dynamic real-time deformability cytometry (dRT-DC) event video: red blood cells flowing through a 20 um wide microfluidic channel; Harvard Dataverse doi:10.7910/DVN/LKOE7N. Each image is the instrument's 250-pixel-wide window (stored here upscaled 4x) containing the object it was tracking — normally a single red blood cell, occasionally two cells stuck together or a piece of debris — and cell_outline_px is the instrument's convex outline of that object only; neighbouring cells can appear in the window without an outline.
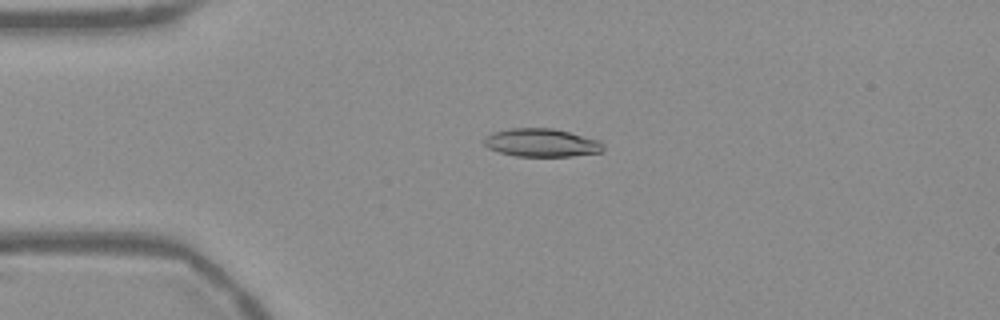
{"species": "Egyptian fruit bat (a non-hibernating species)", "species_latin": "Rousettus aegyptiacus", "temperature_condition": "warm", "stored_images_in_passage": 54, "camera_frame_rate_fps": 3000, "um_per_image_px": 0.085, "frame": {"image": 1, "passage_image": 13, "time_ms": 4.0, "image_size_px": [1000, 320], "cell_outline_px": [[604, 152], [572, 156], [516, 156], [500, 152], [488, 148], [484, 144], [484, 136], [492, 132], [512, 128], [552, 128], [600, 140], [604, 144]], "centroid_in_image_um": [46.05, 12.13], "position_along_channel_um": 39.0, "area_um2": 19.65}}
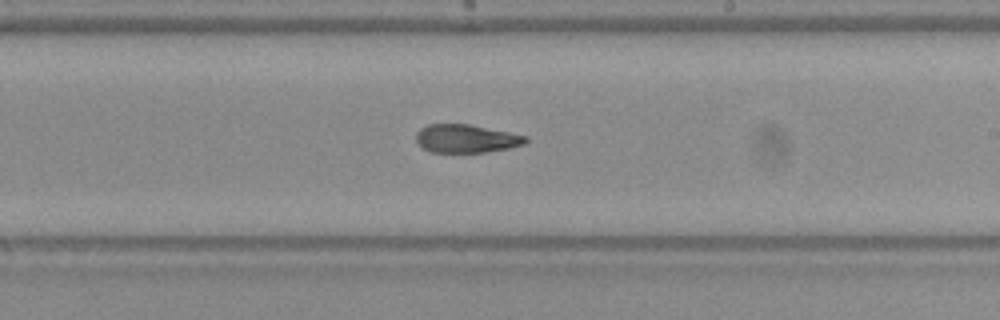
{"frame": {"image": 2, "passage_image": 32, "time_ms": 10.333, "image_size_px": [1000, 320], "cell_outline_px": [[528, 140], [524, 144], [508, 148], [488, 152], [432, 152], [424, 148], [416, 140], [416, 132], [420, 128], [428, 124], [468, 124], [528, 136]], "centroid_in_image_um": [39.63, 11.78], "position_along_channel_um": 249.4, "area_um2": 17.92}}
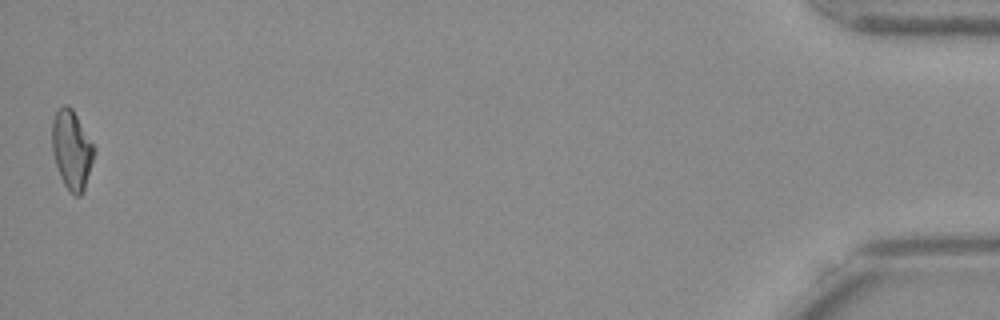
{"frame": {"image": 3, "passage_image": 54, "time_ms": 17.667, "image_size_px": [1000, 320], "cell_outline_px": [[96, 152], [84, 188], [80, 196], [76, 196], [64, 184], [60, 176], [52, 152], [52, 120], [56, 112], [64, 104], [68, 104], [72, 108], [96, 148]], "centroid_in_image_um": [6.1, 12.7], "position_along_channel_um": 429.1, "area_um2": 19.25}, "authors_computed_cell_mechanics": {"area_um2": 19.4497, "velocity_mm_per_s": 3.765, "shape_relaxation_time_tau1_ms": null, "shape_relaxation_time_tau2_ms": 4.4977, "deformation_change_tau1": null, "deformation_change_tau2": 0.1184}}